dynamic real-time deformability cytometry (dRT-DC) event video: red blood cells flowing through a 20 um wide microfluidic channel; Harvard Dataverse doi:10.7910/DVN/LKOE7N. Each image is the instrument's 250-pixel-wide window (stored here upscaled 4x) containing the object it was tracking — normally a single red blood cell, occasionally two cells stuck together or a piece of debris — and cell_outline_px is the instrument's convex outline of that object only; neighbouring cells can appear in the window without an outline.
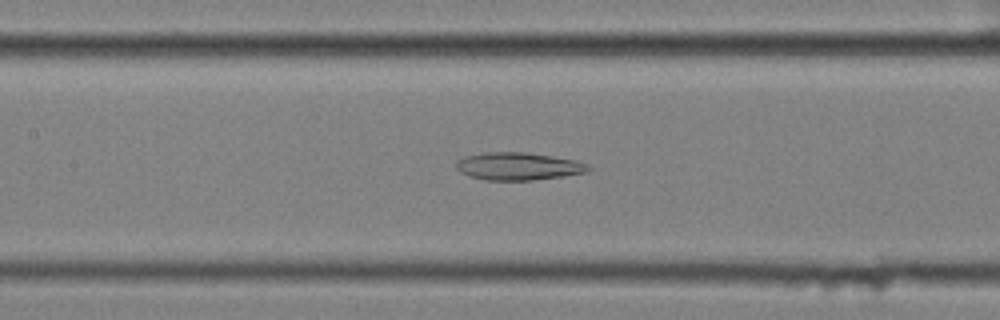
{"species": "common noctule bat (a hibernating species)", "species_latin": "Nyctalus noctula", "temperature_condition": "cold", "stored_images_in_passage": 57, "camera_frame_rate_fps": 3000, "um_per_image_px": 0.085, "animal": {"sex": "female", "body_mass_g": 25.1}, "frame": {"image": 1, "passage_image": 26, "time_ms": 8.333, "image_size_px": [1000, 320], "cell_outline_px": [[592, 168], [584, 172], [560, 176], [532, 180], [484, 180], [468, 176], [460, 172], [456, 168], [456, 160], [464, 156], [484, 152], [524, 152], [552, 156], [576, 160], [588, 164]], "centroid_in_image_um": [43.99, 14.12], "position_along_channel_um": 163.4, "area_um2": 21.27}}
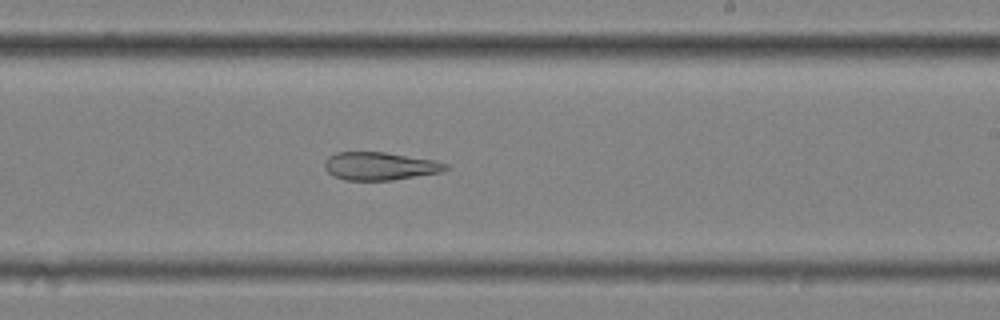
{"frame": {"image": 2, "passage_image": 34, "time_ms": 11.0, "image_size_px": [1000, 320], "cell_outline_px": [[452, 168], [440, 172], [392, 180], [344, 180], [332, 176], [324, 168], [324, 160], [328, 156], [336, 152], [384, 152], [436, 160], [448, 164]], "centroid_in_image_um": [32.28, 14.11], "position_along_channel_um": 256.7, "area_um2": 19.94}}
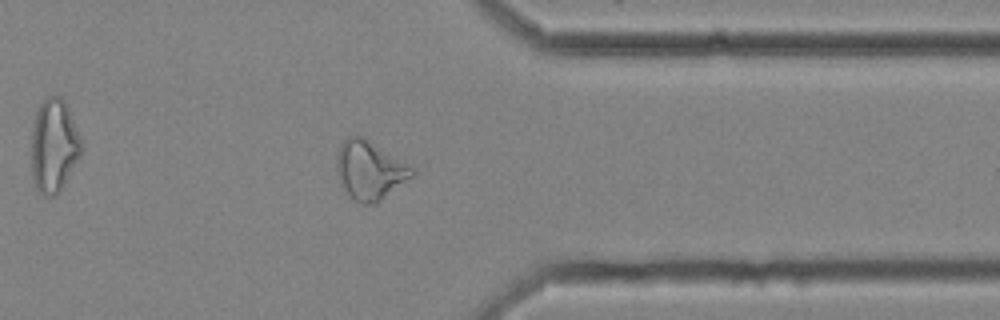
{"frame": {"image": 3, "passage_image": 45, "time_ms": 14.667, "image_size_px": [1000, 320], "cell_outline_px": [[428, 160], [412, 176], [376, 204], [360, 204], [340, 184], [336, 168], [336, 156], [340, 144], [348, 136], [360, 136]], "centroid_in_image_um": [31.73, 14.33], "position_along_channel_um": 379.7, "area_um2": 28.61}, "authors_computed_cell_mechanics": {"area_um2": 28.4954, "velocity_mm_per_s": 3.5167, "shape_relaxation_time_tau1_ms": null, "shape_relaxation_time_tau2_ms": 5.3462, "deformation_change_tau1": null, "deformation_change_tau2": 0.155}}